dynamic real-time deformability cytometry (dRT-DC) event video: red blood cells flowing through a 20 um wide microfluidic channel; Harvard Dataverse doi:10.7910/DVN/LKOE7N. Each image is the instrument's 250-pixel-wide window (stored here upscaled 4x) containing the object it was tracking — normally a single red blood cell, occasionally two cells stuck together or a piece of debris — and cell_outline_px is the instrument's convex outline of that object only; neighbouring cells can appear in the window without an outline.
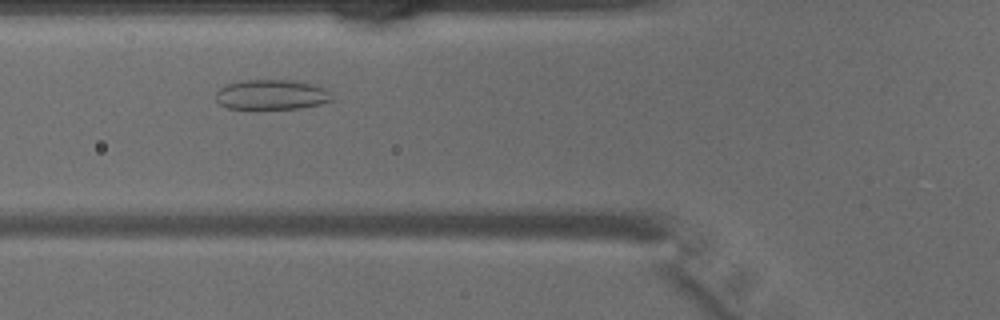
{"species": "common noctule bat (a hibernating species)", "species_latin": "Nyctalus noctula", "temperature_condition": "warm", "stored_images_in_passage": 31, "camera_frame_rate_fps": 3000, "um_per_image_px": 0.085, "animal": {"sex": "male", "body_mass_g": 15.6}, "frame": {"image": 1, "passage_image": 3, "time_ms": 0.667, "image_size_px": [1000, 320], "cell_outline_px": [[332, 100], [320, 104], [300, 108], [228, 108], [220, 104], [216, 100], [216, 92], [224, 84], [244, 80], [292, 80], [312, 84], [328, 88], [332, 96]], "centroid_in_image_um": [23.1, 8.03], "position_along_channel_um": 102.7, "area_um2": 20.29}}
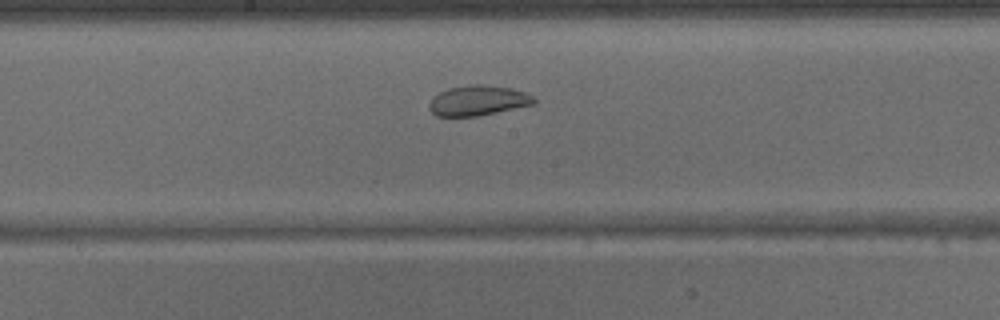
{"frame": {"image": 2, "passage_image": 10, "time_ms": 3.0, "image_size_px": [1000, 320], "cell_outline_px": [[536, 104], [480, 116], [436, 116], [428, 108], [428, 104], [432, 96], [448, 88], [472, 84], [484, 84], [512, 88], [528, 92], [536, 100]], "centroid_in_image_um": [40.65, 8.54], "position_along_channel_um": 207.6, "area_um2": 18.79}}
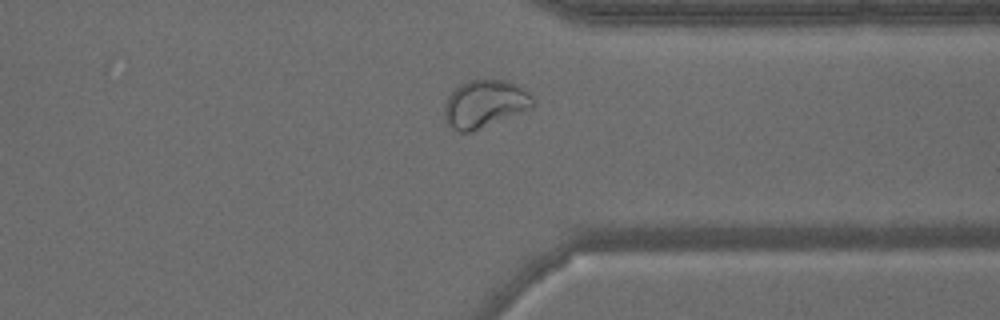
{"frame": {"image": 3, "passage_image": 21, "time_ms": 6.667, "image_size_px": [1000, 320], "cell_outline_px": [[536, 104], [532, 108], [468, 132], [460, 132], [452, 128], [444, 120], [444, 104], [448, 96], [460, 84], [468, 80], [504, 80], [520, 84], [536, 100]], "centroid_in_image_um": [41.22, 8.8], "position_along_channel_um": 370.2, "area_um2": 24.51}}